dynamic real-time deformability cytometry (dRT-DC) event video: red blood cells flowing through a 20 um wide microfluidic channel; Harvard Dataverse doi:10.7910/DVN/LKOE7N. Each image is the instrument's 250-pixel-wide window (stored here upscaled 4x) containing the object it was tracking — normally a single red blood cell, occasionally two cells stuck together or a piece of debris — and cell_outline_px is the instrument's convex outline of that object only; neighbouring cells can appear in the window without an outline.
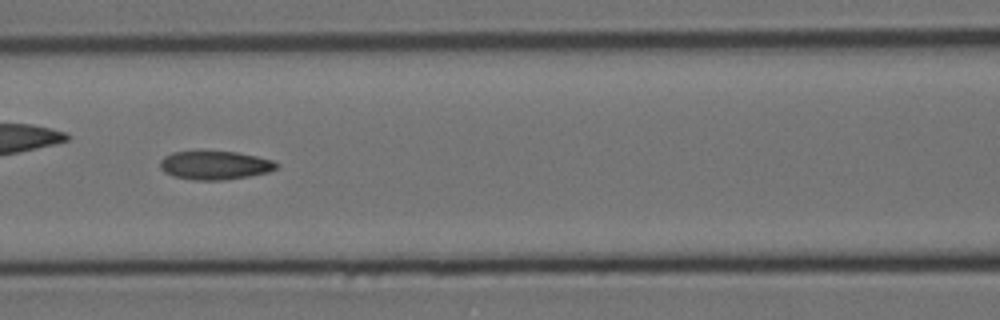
{"species": "Egyptian fruit bat (a non-hibernating species)", "species_latin": "Rousettus aegyptiacus", "temperature_condition": "cold", "stored_images_in_passage": 58, "camera_frame_rate_fps": 3000, "um_per_image_px": 0.085, "animal": {"sex": "female"}, "frame": {"image": 1, "passage_image": 25, "time_ms": 8.0, "image_size_px": [1000, 320], "cell_outline_px": [[280, 164], [276, 168], [268, 172], [248, 176], [224, 180], [192, 180], [172, 176], [164, 172], [160, 168], [160, 160], [164, 156], [172, 152], [236, 152], [256, 156], [272, 160]], "centroid_in_image_um": [18.24, 14.06], "position_along_channel_um": 148.4, "area_um2": 19.31}, "authors_computed_cell_mechanics": {"area_um2": 19.6809, "velocity_mm_per_s": 3.5263, "shape_relaxation_time_tau1_ms": 8.7742, "shape_relaxation_time_tau2_ms": 2.236, "deformation_change_tau1": 0.2092, "deformation_change_tau2": 0.0793}}